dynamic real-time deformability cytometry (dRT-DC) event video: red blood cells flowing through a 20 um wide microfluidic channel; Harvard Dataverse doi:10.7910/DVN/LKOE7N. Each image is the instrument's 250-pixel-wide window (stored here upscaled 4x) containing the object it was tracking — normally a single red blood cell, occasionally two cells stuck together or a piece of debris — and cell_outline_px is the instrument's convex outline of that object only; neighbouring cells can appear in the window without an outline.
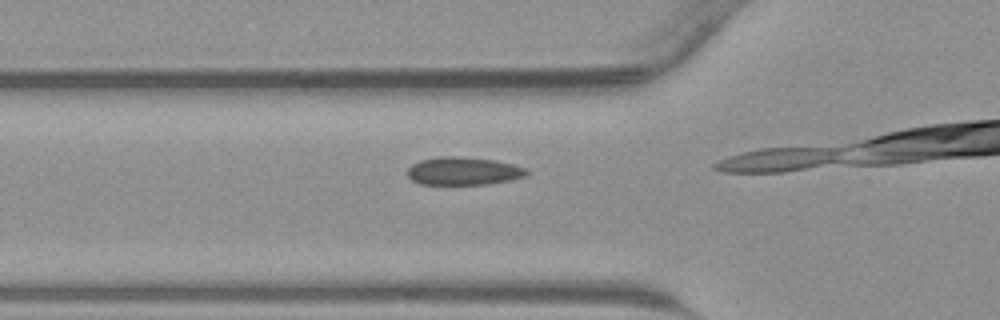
{"species": "common noctule bat (a hibernating species)", "species_latin": "Nyctalus noctula", "temperature_condition": "warm", "stored_images_in_passage": 9, "camera_frame_rate_fps": 3000, "um_per_image_px": 0.085, "animal": {"sex": "male", "body_mass_g": 23.1, "forearm_length_mm": 52.7}, "frame": {"image": 1, "passage_image": 8, "time_ms": 2.333, "image_size_px": [1000, 320], "cell_outline_px": [[528, 172], [524, 176], [508, 180], [488, 184], [420, 184], [412, 180], [408, 176], [408, 168], [412, 164], [420, 160], [444, 156], [460, 156], [496, 160], [528, 168]], "centroid_in_image_um": [39.39, 14.53], "position_along_channel_um": 86.4, "area_um2": 19.36}}